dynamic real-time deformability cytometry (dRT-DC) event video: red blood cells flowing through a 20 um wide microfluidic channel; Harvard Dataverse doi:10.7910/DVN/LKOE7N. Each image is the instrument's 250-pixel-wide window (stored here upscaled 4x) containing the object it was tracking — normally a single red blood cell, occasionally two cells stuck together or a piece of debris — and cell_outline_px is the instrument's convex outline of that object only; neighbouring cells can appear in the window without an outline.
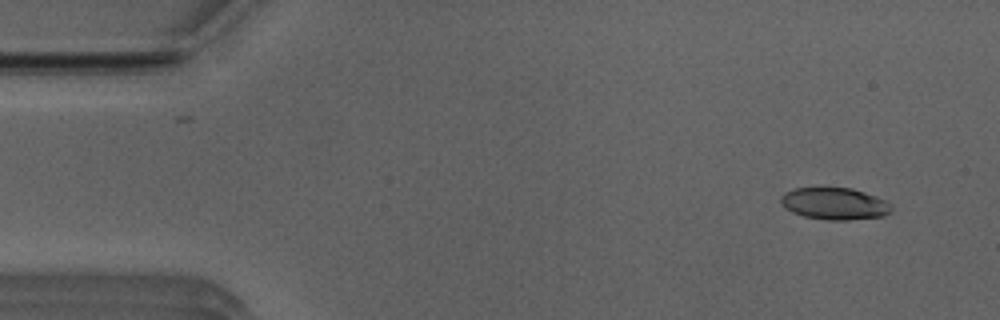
{"species": "Egyptian fruit bat (a non-hibernating species)", "species_latin": "Rousettus aegyptiacus", "temperature_condition": "room temperature", "stored_images_in_passage": 24, "camera_frame_rate_fps": 3000, "um_per_image_px": 0.085, "animal": {"sex": "male"}, "frame": {"image": 1, "passage_image": 3, "time_ms": 0.667, "image_size_px": [1000, 320], "cell_outline_px": [[892, 212], [884, 216], [848, 220], [828, 220], [804, 216], [792, 212], [780, 204], [780, 196], [784, 192], [796, 188], [852, 188], [876, 196], [892, 204]], "centroid_in_image_um": [70.94, 17.31], "position_along_channel_um": 14.1, "area_um2": 20.69}}
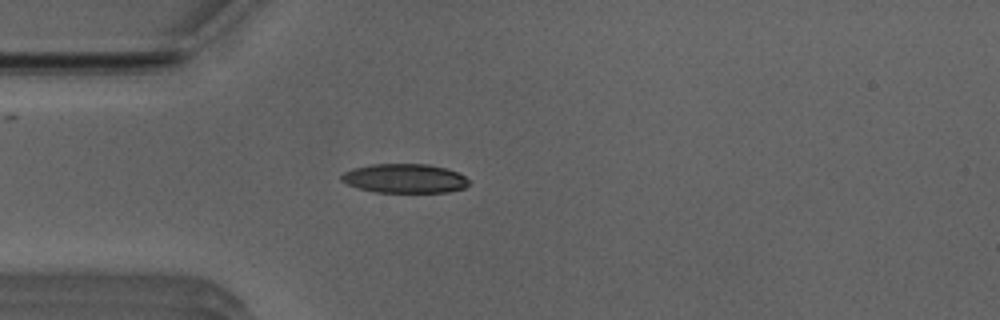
{"frame": {"image": 2, "passage_image": 13, "time_ms": 4.0, "image_size_px": [1000, 320], "cell_outline_px": [[468, 184], [464, 188], [448, 192], [376, 192], [360, 188], [348, 184], [340, 180], [340, 176], [344, 172], [352, 168], [372, 164], [428, 164], [444, 168], [456, 172], [464, 176], [468, 180]], "centroid_in_image_um": [34.37, 15.16], "position_along_channel_um": 50.6, "area_um2": 21.5}}
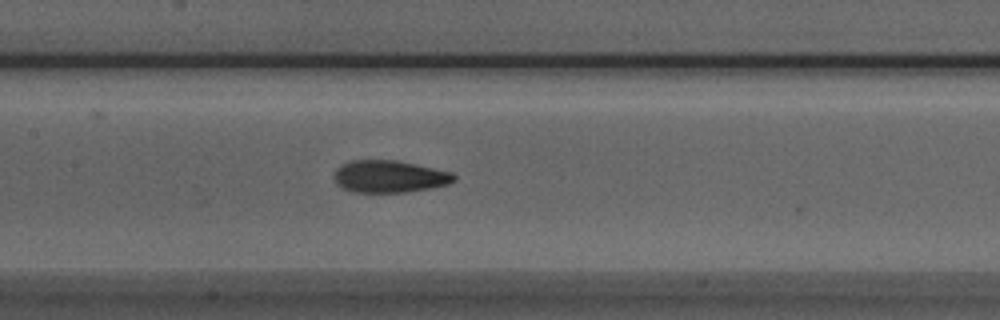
{"frame": {"image": 3, "passage_image": 23, "time_ms": 7.333, "image_size_px": [1000, 320], "cell_outline_px": [[456, 180], [448, 184], [432, 188], [404, 192], [352, 192], [336, 184], [332, 176], [336, 168], [352, 160], [396, 160], [416, 164], [452, 172], [456, 176]], "centroid_in_image_um": [33.09, 15.0], "position_along_channel_um": 174.3, "area_um2": 22.6}}